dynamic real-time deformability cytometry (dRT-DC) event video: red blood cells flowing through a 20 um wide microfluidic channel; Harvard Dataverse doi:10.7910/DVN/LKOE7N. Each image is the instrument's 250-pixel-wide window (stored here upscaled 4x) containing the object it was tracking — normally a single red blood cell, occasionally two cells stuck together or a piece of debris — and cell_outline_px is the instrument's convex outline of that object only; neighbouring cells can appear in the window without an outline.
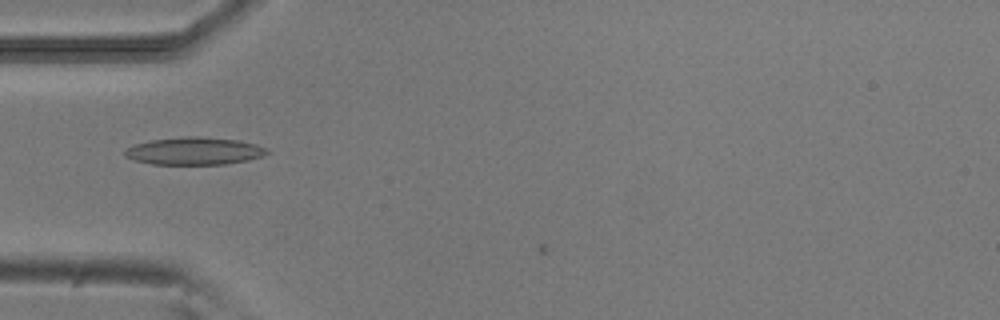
{"species": "common noctule bat (a hibernating species)", "species_latin": "Nyctalus noctula", "temperature_condition": "room temperature", "stored_images_in_passage": 3, "camera_frame_rate_fps": 3000, "um_per_image_px": 0.085, "animal": {"sex": "male", "body_mass_g": 20.5, "forearm_length_mm": 52.5}, "frame": {"image": 1, "passage_image": 2, "time_ms": 0.333, "image_size_px": [1000, 320], "cell_outline_px": [[268, 152], [260, 156], [248, 160], [224, 164], [152, 164], [136, 160], [124, 156], [124, 152], [128, 148], [136, 144], [152, 140], [184, 136], [200, 136], [240, 140], [256, 144], [264, 148]], "centroid_in_image_um": [16.51, 12.83], "position_along_channel_um": 68.5, "area_um2": 22.54}}